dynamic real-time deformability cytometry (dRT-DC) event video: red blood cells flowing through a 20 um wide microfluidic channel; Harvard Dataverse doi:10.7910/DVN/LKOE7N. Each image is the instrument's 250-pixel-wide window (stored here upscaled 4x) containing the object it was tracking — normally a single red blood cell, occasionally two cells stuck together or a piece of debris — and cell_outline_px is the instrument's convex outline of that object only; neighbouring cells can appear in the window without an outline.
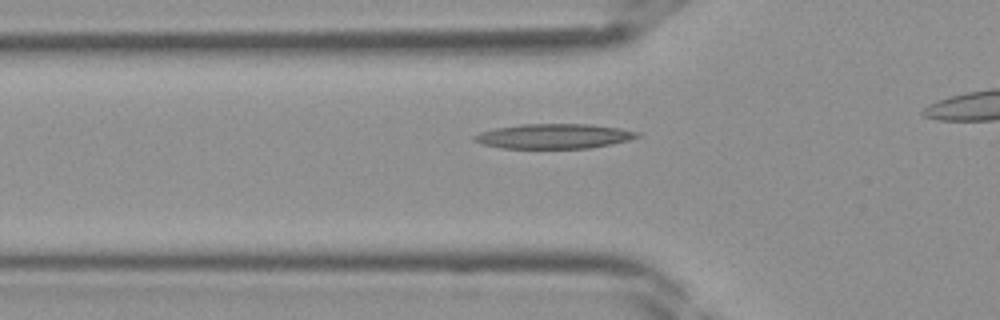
{"species": "Egyptian fruit bat (a non-hibernating species)", "species_latin": "Rousettus aegyptiacus", "temperature_condition": "room temperature", "stored_images_in_passage": 26, "camera_frame_rate_fps": 3000, "um_per_image_px": 0.085, "frame": {"image": 1, "passage_image": 7, "time_ms": 2.0, "image_size_px": [1000, 320], "cell_outline_px": [[640, 136], [628, 140], [612, 144], [588, 148], [500, 148], [480, 144], [472, 140], [472, 136], [480, 132], [496, 128], [520, 124], [592, 124], [620, 128], [640, 132]], "centroid_in_image_um": [47.06, 11.57], "position_along_channel_um": 78.7, "area_um2": 23.7}}
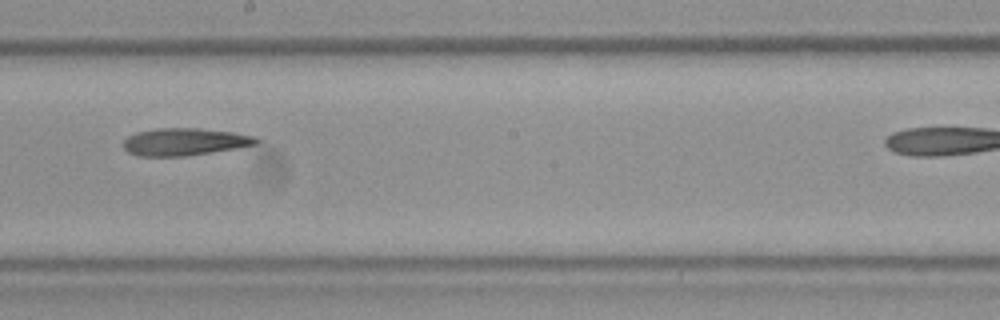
{"frame": {"image": 2, "passage_image": 16, "time_ms": 5.0, "image_size_px": [1000, 320], "cell_outline_px": [[260, 140], [256, 144], [236, 148], [212, 152], [184, 156], [136, 156], [128, 152], [124, 148], [124, 140], [128, 136], [136, 132], [156, 128], [200, 128], [232, 132], [256, 136]], "centroid_in_image_um": [15.68, 12.05], "position_along_channel_um": 232.5, "area_um2": 21.21}}
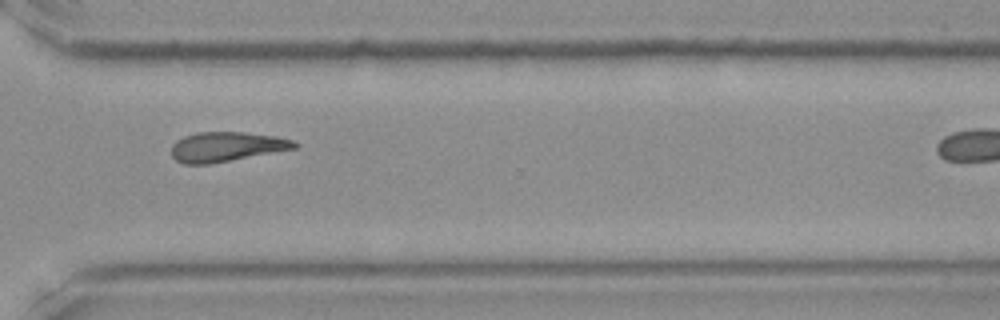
{"frame": {"image": 3, "passage_image": 23, "time_ms": 7.333, "image_size_px": [1000, 320], "cell_outline_px": [[300, 144], [296, 148], [208, 164], [184, 164], [176, 160], [172, 156], [172, 144], [176, 140], [184, 136], [196, 132], [244, 132], [276, 136], [292, 140]], "centroid_in_image_um": [19.23, 12.46], "position_along_channel_um": 351.4, "area_um2": 21.15}}